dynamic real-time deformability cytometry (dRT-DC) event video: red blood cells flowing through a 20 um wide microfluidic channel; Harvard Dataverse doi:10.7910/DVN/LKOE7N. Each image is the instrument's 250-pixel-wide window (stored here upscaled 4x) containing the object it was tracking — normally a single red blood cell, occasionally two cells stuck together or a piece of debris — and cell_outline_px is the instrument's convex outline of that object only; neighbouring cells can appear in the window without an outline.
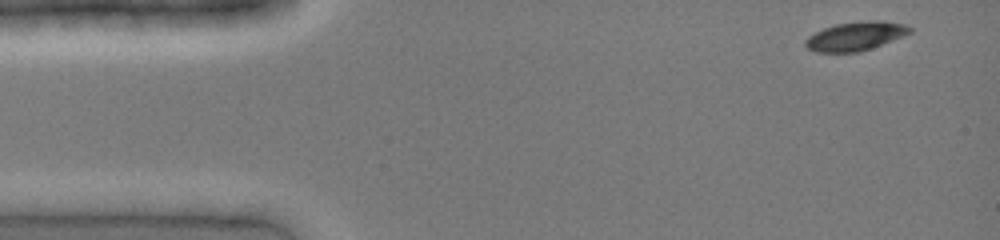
{"species": "common noctule bat (a hibernating species)", "species_latin": "Nyctalus noctula", "temperature_condition": "cold", "stored_images_in_passage": 38, "camera_frame_rate_fps": 3000, "um_per_image_px": 0.085, "animal": {"sex": "female", "body_mass_g": 19.0, "forearm_length_mm": 51.5}, "frame": {"image": 1, "passage_image": 1, "time_ms": 0.0, "image_size_px": [1000, 240], "cell_outline_px": [[912, 32], [904, 36], [860, 52], [816, 52], [808, 48], [804, 44], [804, 40], [808, 36], [824, 28], [836, 24], [868, 20], [880, 20], [904, 24], [912, 28]], "centroid_in_image_um": [72.73, 3.07], "position_along_channel_um": 12.3, "area_um2": 17.51}}
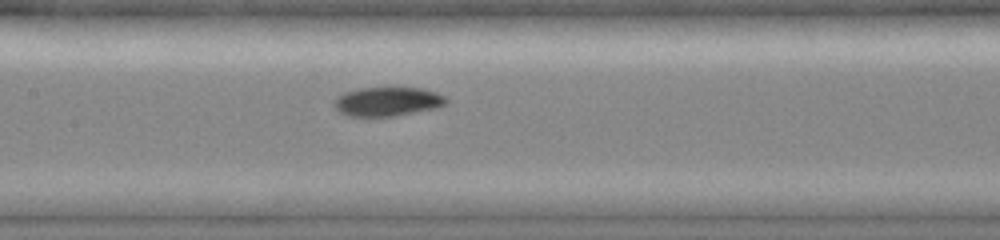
{"frame": {"image": 2, "passage_image": 18, "time_ms": 5.667, "image_size_px": [1000, 240], "cell_outline_px": [[448, 100], [444, 104], [436, 108], [392, 116], [348, 116], [340, 112], [336, 108], [336, 100], [344, 92], [360, 88], [392, 84], [420, 88], [436, 92], [444, 96]], "centroid_in_image_um": [32.97, 8.57], "position_along_channel_um": 174.4, "area_um2": 19.42}}
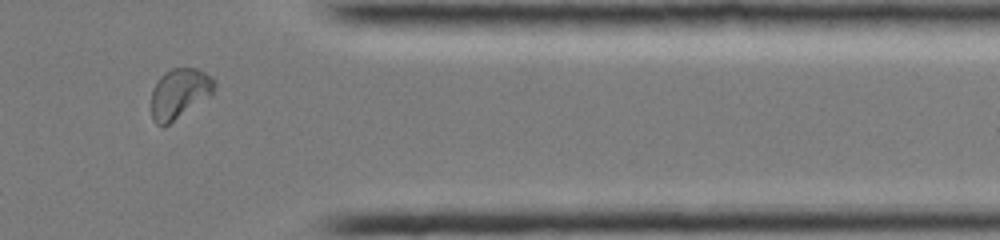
{"frame": {"image": 3, "passage_image": 33, "time_ms": 10.667, "image_size_px": [1000, 240], "cell_outline_px": [[216, 84], [212, 96], [164, 128], [160, 128], [152, 120], [152, 88], [160, 76], [164, 72], [172, 68], [196, 68], [204, 72], [216, 80]], "centroid_in_image_um": [15.26, 7.98], "position_along_channel_um": 396.1, "area_um2": 18.96}}